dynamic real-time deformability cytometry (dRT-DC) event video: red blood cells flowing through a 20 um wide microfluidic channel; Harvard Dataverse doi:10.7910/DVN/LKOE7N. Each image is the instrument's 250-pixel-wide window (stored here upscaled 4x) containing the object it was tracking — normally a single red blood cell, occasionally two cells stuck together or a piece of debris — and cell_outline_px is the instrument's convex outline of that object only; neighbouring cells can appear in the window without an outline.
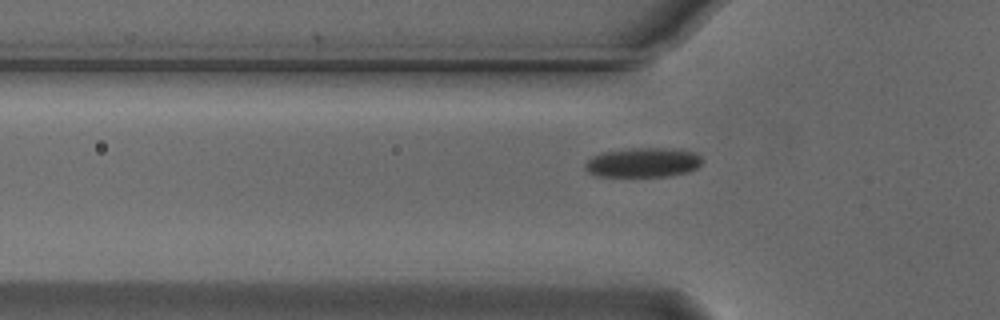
{"species": "Egyptian fruit bat (a non-hibernating species)", "species_latin": "Rousettus aegyptiacus", "temperature_condition": "cold", "stored_images_in_passage": 42, "camera_frame_rate_fps": 3000, "um_per_image_px": 0.085, "animal": {"sex": "male"}, "frame": {"image": 1, "passage_image": 12, "time_ms": 3.667, "image_size_px": [1000, 320], "cell_outline_px": [[704, 160], [696, 168], [688, 172], [668, 176], [596, 176], [588, 172], [584, 168], [584, 164], [592, 156], [604, 152], [632, 148], [680, 148], [692, 152], [700, 156]], "centroid_in_image_um": [54.67, 13.81], "position_along_channel_um": 71.1, "area_um2": 20.23}}
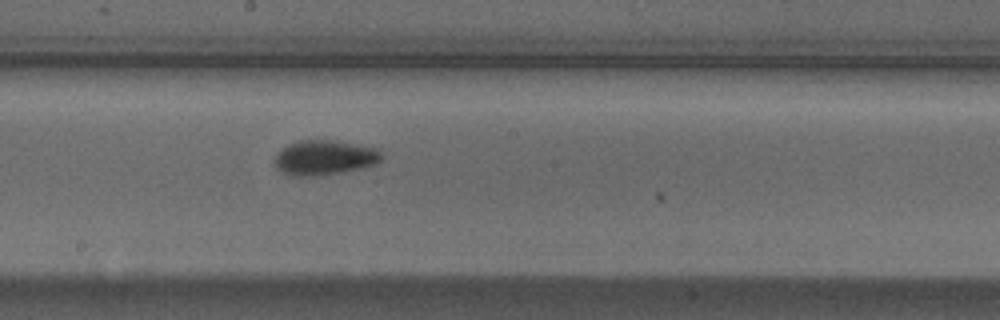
{"frame": {"image": 2, "passage_image": 24, "time_ms": 7.667, "image_size_px": [1000, 320], "cell_outline_px": [[384, 156], [376, 164], [360, 168], [340, 172], [312, 176], [292, 176], [276, 168], [276, 152], [288, 144], [300, 140], [332, 140], [376, 148]], "centroid_in_image_um": [27.57, 13.39], "position_along_channel_um": 220.6, "area_um2": 21.44}}
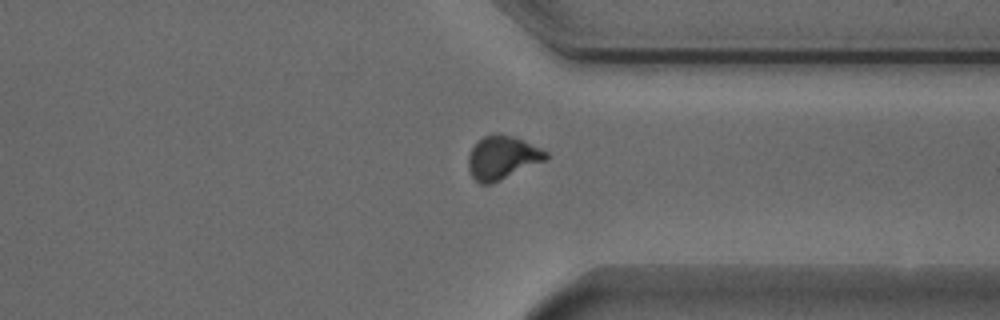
{"frame": {"image": 3, "passage_image": 36, "time_ms": 11.667, "image_size_px": [1000, 320], "cell_outline_px": [[548, 160], [492, 184], [480, 184], [472, 176], [468, 168], [468, 156], [476, 140], [484, 136], [496, 132], [500, 132], [524, 140], [548, 152]], "centroid_in_image_um": [42.7, 13.39], "position_along_channel_um": 368.7, "area_um2": 20.06}, "authors_computed_cell_mechanics": {"area_um2": 19.9988, "velocity_mm_per_s": 3.7374, "shape_relaxation_time_tau1_ms": 3.254, "shape_relaxation_time_tau2_ms": 2.8446, "deformation_change_tau1": 0.099, "deformation_change_tau2": 0.0638}}